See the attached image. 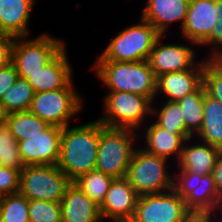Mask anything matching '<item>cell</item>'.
<instances>
[{
	"label": "cell",
	"mask_w": 222,
	"mask_h": 222,
	"mask_svg": "<svg viewBox=\"0 0 222 222\" xmlns=\"http://www.w3.org/2000/svg\"><path fill=\"white\" fill-rule=\"evenodd\" d=\"M62 129L57 167L73 182L96 168L100 139V121Z\"/></svg>",
	"instance_id": "1"
},
{
	"label": "cell",
	"mask_w": 222,
	"mask_h": 222,
	"mask_svg": "<svg viewBox=\"0 0 222 222\" xmlns=\"http://www.w3.org/2000/svg\"><path fill=\"white\" fill-rule=\"evenodd\" d=\"M95 76L109 91H124L148 97L152 102L156 98L157 77L147 60L136 62L96 61Z\"/></svg>",
	"instance_id": "2"
},
{
	"label": "cell",
	"mask_w": 222,
	"mask_h": 222,
	"mask_svg": "<svg viewBox=\"0 0 222 222\" xmlns=\"http://www.w3.org/2000/svg\"><path fill=\"white\" fill-rule=\"evenodd\" d=\"M142 136L136 130L107 127L100 122V139L95 169L114 179L124 178L136 149L135 139L138 137L142 139Z\"/></svg>",
	"instance_id": "3"
},
{
	"label": "cell",
	"mask_w": 222,
	"mask_h": 222,
	"mask_svg": "<svg viewBox=\"0 0 222 222\" xmlns=\"http://www.w3.org/2000/svg\"><path fill=\"white\" fill-rule=\"evenodd\" d=\"M160 35L153 25L140 17V22L124 28L113 37L96 61L147 60Z\"/></svg>",
	"instance_id": "4"
},
{
	"label": "cell",
	"mask_w": 222,
	"mask_h": 222,
	"mask_svg": "<svg viewBox=\"0 0 222 222\" xmlns=\"http://www.w3.org/2000/svg\"><path fill=\"white\" fill-rule=\"evenodd\" d=\"M167 161L136 147L125 178L138 196L159 194L173 189L174 174L168 171Z\"/></svg>",
	"instance_id": "5"
},
{
	"label": "cell",
	"mask_w": 222,
	"mask_h": 222,
	"mask_svg": "<svg viewBox=\"0 0 222 222\" xmlns=\"http://www.w3.org/2000/svg\"><path fill=\"white\" fill-rule=\"evenodd\" d=\"M152 103L148 97L138 94L109 91L103 99L104 115L98 120L107 127L139 131L143 121H147V115L151 116Z\"/></svg>",
	"instance_id": "6"
},
{
	"label": "cell",
	"mask_w": 222,
	"mask_h": 222,
	"mask_svg": "<svg viewBox=\"0 0 222 222\" xmlns=\"http://www.w3.org/2000/svg\"><path fill=\"white\" fill-rule=\"evenodd\" d=\"M83 99L74 89L73 81L63 89L34 93L29 112L48 125L64 128L83 108Z\"/></svg>",
	"instance_id": "7"
},
{
	"label": "cell",
	"mask_w": 222,
	"mask_h": 222,
	"mask_svg": "<svg viewBox=\"0 0 222 222\" xmlns=\"http://www.w3.org/2000/svg\"><path fill=\"white\" fill-rule=\"evenodd\" d=\"M72 181L57 165H25L20 172V193L28 200L61 202Z\"/></svg>",
	"instance_id": "8"
},
{
	"label": "cell",
	"mask_w": 222,
	"mask_h": 222,
	"mask_svg": "<svg viewBox=\"0 0 222 222\" xmlns=\"http://www.w3.org/2000/svg\"><path fill=\"white\" fill-rule=\"evenodd\" d=\"M65 44L63 40L56 39L49 33H43L36 38L15 37L12 63L18 74L37 73L66 46Z\"/></svg>",
	"instance_id": "9"
},
{
	"label": "cell",
	"mask_w": 222,
	"mask_h": 222,
	"mask_svg": "<svg viewBox=\"0 0 222 222\" xmlns=\"http://www.w3.org/2000/svg\"><path fill=\"white\" fill-rule=\"evenodd\" d=\"M173 189L184 199L190 211H207L216 215L222 207L212 174L198 175L192 172H175Z\"/></svg>",
	"instance_id": "10"
},
{
	"label": "cell",
	"mask_w": 222,
	"mask_h": 222,
	"mask_svg": "<svg viewBox=\"0 0 222 222\" xmlns=\"http://www.w3.org/2000/svg\"><path fill=\"white\" fill-rule=\"evenodd\" d=\"M184 199L171 189L164 193L138 196L134 222H180L189 212Z\"/></svg>",
	"instance_id": "11"
},
{
	"label": "cell",
	"mask_w": 222,
	"mask_h": 222,
	"mask_svg": "<svg viewBox=\"0 0 222 222\" xmlns=\"http://www.w3.org/2000/svg\"><path fill=\"white\" fill-rule=\"evenodd\" d=\"M62 129L49 125L41 134L18 141V149L24 165H57Z\"/></svg>",
	"instance_id": "12"
},
{
	"label": "cell",
	"mask_w": 222,
	"mask_h": 222,
	"mask_svg": "<svg viewBox=\"0 0 222 222\" xmlns=\"http://www.w3.org/2000/svg\"><path fill=\"white\" fill-rule=\"evenodd\" d=\"M164 36L158 37L147 59L155 76L191 69L197 63L195 48L193 50L192 46L183 44H163Z\"/></svg>",
	"instance_id": "13"
},
{
	"label": "cell",
	"mask_w": 222,
	"mask_h": 222,
	"mask_svg": "<svg viewBox=\"0 0 222 222\" xmlns=\"http://www.w3.org/2000/svg\"><path fill=\"white\" fill-rule=\"evenodd\" d=\"M66 46L43 68L34 74H18L26 79L35 93L66 88L72 81V67Z\"/></svg>",
	"instance_id": "14"
},
{
	"label": "cell",
	"mask_w": 222,
	"mask_h": 222,
	"mask_svg": "<svg viewBox=\"0 0 222 222\" xmlns=\"http://www.w3.org/2000/svg\"><path fill=\"white\" fill-rule=\"evenodd\" d=\"M215 0H190L186 18L181 28L183 39L201 45L217 23Z\"/></svg>",
	"instance_id": "15"
},
{
	"label": "cell",
	"mask_w": 222,
	"mask_h": 222,
	"mask_svg": "<svg viewBox=\"0 0 222 222\" xmlns=\"http://www.w3.org/2000/svg\"><path fill=\"white\" fill-rule=\"evenodd\" d=\"M137 199L138 195L125 177L113 179L100 206L102 219L131 220L135 213Z\"/></svg>",
	"instance_id": "16"
},
{
	"label": "cell",
	"mask_w": 222,
	"mask_h": 222,
	"mask_svg": "<svg viewBox=\"0 0 222 222\" xmlns=\"http://www.w3.org/2000/svg\"><path fill=\"white\" fill-rule=\"evenodd\" d=\"M205 64L204 57L189 70L159 75L156 81V96L162 93L168 101H179L185 95L195 92L203 84Z\"/></svg>",
	"instance_id": "17"
},
{
	"label": "cell",
	"mask_w": 222,
	"mask_h": 222,
	"mask_svg": "<svg viewBox=\"0 0 222 222\" xmlns=\"http://www.w3.org/2000/svg\"><path fill=\"white\" fill-rule=\"evenodd\" d=\"M141 17L153 25L161 35H166L172 23L182 28L190 0H147Z\"/></svg>",
	"instance_id": "18"
},
{
	"label": "cell",
	"mask_w": 222,
	"mask_h": 222,
	"mask_svg": "<svg viewBox=\"0 0 222 222\" xmlns=\"http://www.w3.org/2000/svg\"><path fill=\"white\" fill-rule=\"evenodd\" d=\"M195 139L189 138L183 145L180 158L177 163L178 172H192L201 176L212 174L216 160L222 150L219 147L205 142L186 144Z\"/></svg>",
	"instance_id": "19"
},
{
	"label": "cell",
	"mask_w": 222,
	"mask_h": 222,
	"mask_svg": "<svg viewBox=\"0 0 222 222\" xmlns=\"http://www.w3.org/2000/svg\"><path fill=\"white\" fill-rule=\"evenodd\" d=\"M62 222H104L100 206L75 184H71L61 199Z\"/></svg>",
	"instance_id": "20"
},
{
	"label": "cell",
	"mask_w": 222,
	"mask_h": 222,
	"mask_svg": "<svg viewBox=\"0 0 222 222\" xmlns=\"http://www.w3.org/2000/svg\"><path fill=\"white\" fill-rule=\"evenodd\" d=\"M145 144L142 149L148 153L163 157L167 160L171 157H176L179 160L181 151L185 141L192 138L190 134H173L161 127L155 122L144 128Z\"/></svg>",
	"instance_id": "21"
},
{
	"label": "cell",
	"mask_w": 222,
	"mask_h": 222,
	"mask_svg": "<svg viewBox=\"0 0 222 222\" xmlns=\"http://www.w3.org/2000/svg\"><path fill=\"white\" fill-rule=\"evenodd\" d=\"M36 0H0V20L14 37H29L28 24Z\"/></svg>",
	"instance_id": "22"
},
{
	"label": "cell",
	"mask_w": 222,
	"mask_h": 222,
	"mask_svg": "<svg viewBox=\"0 0 222 222\" xmlns=\"http://www.w3.org/2000/svg\"><path fill=\"white\" fill-rule=\"evenodd\" d=\"M203 118L201 129L195 137L222 150V104L206 92Z\"/></svg>",
	"instance_id": "23"
},
{
	"label": "cell",
	"mask_w": 222,
	"mask_h": 222,
	"mask_svg": "<svg viewBox=\"0 0 222 222\" xmlns=\"http://www.w3.org/2000/svg\"><path fill=\"white\" fill-rule=\"evenodd\" d=\"M205 92L206 89L202 84L195 92L177 101L183 111L185 129L192 137L200 131L203 124Z\"/></svg>",
	"instance_id": "24"
},
{
	"label": "cell",
	"mask_w": 222,
	"mask_h": 222,
	"mask_svg": "<svg viewBox=\"0 0 222 222\" xmlns=\"http://www.w3.org/2000/svg\"><path fill=\"white\" fill-rule=\"evenodd\" d=\"M5 124L17 142L41 134L49 126L44 120L29 111L9 114Z\"/></svg>",
	"instance_id": "25"
},
{
	"label": "cell",
	"mask_w": 222,
	"mask_h": 222,
	"mask_svg": "<svg viewBox=\"0 0 222 222\" xmlns=\"http://www.w3.org/2000/svg\"><path fill=\"white\" fill-rule=\"evenodd\" d=\"M113 179V177L94 169L79 176L72 183L75 184L98 206H101Z\"/></svg>",
	"instance_id": "26"
},
{
	"label": "cell",
	"mask_w": 222,
	"mask_h": 222,
	"mask_svg": "<svg viewBox=\"0 0 222 222\" xmlns=\"http://www.w3.org/2000/svg\"><path fill=\"white\" fill-rule=\"evenodd\" d=\"M162 107H155L152 103L151 116L156 117L154 122L162 129L173 134H189L185 129L184 116L181 107L177 101H166L161 105Z\"/></svg>",
	"instance_id": "27"
},
{
	"label": "cell",
	"mask_w": 222,
	"mask_h": 222,
	"mask_svg": "<svg viewBox=\"0 0 222 222\" xmlns=\"http://www.w3.org/2000/svg\"><path fill=\"white\" fill-rule=\"evenodd\" d=\"M34 90L29 82L18 77L15 83L2 95L1 102L9 114L28 111L34 97Z\"/></svg>",
	"instance_id": "28"
},
{
	"label": "cell",
	"mask_w": 222,
	"mask_h": 222,
	"mask_svg": "<svg viewBox=\"0 0 222 222\" xmlns=\"http://www.w3.org/2000/svg\"><path fill=\"white\" fill-rule=\"evenodd\" d=\"M0 222H30L28 199L20 192L1 196Z\"/></svg>",
	"instance_id": "29"
},
{
	"label": "cell",
	"mask_w": 222,
	"mask_h": 222,
	"mask_svg": "<svg viewBox=\"0 0 222 222\" xmlns=\"http://www.w3.org/2000/svg\"><path fill=\"white\" fill-rule=\"evenodd\" d=\"M0 165L22 171L25 167L19 153L18 143L6 124L0 125Z\"/></svg>",
	"instance_id": "30"
},
{
	"label": "cell",
	"mask_w": 222,
	"mask_h": 222,
	"mask_svg": "<svg viewBox=\"0 0 222 222\" xmlns=\"http://www.w3.org/2000/svg\"><path fill=\"white\" fill-rule=\"evenodd\" d=\"M30 222H62L60 202L28 200Z\"/></svg>",
	"instance_id": "31"
},
{
	"label": "cell",
	"mask_w": 222,
	"mask_h": 222,
	"mask_svg": "<svg viewBox=\"0 0 222 222\" xmlns=\"http://www.w3.org/2000/svg\"><path fill=\"white\" fill-rule=\"evenodd\" d=\"M206 93L222 104V59H208L203 73Z\"/></svg>",
	"instance_id": "32"
},
{
	"label": "cell",
	"mask_w": 222,
	"mask_h": 222,
	"mask_svg": "<svg viewBox=\"0 0 222 222\" xmlns=\"http://www.w3.org/2000/svg\"><path fill=\"white\" fill-rule=\"evenodd\" d=\"M20 191V171L0 165V197Z\"/></svg>",
	"instance_id": "33"
},
{
	"label": "cell",
	"mask_w": 222,
	"mask_h": 222,
	"mask_svg": "<svg viewBox=\"0 0 222 222\" xmlns=\"http://www.w3.org/2000/svg\"><path fill=\"white\" fill-rule=\"evenodd\" d=\"M217 19L209 37L201 44V46H212V52L207 56L208 59H222V17L217 16Z\"/></svg>",
	"instance_id": "34"
},
{
	"label": "cell",
	"mask_w": 222,
	"mask_h": 222,
	"mask_svg": "<svg viewBox=\"0 0 222 222\" xmlns=\"http://www.w3.org/2000/svg\"><path fill=\"white\" fill-rule=\"evenodd\" d=\"M17 78L18 72L12 62L0 68V100L4 92L15 83Z\"/></svg>",
	"instance_id": "35"
},
{
	"label": "cell",
	"mask_w": 222,
	"mask_h": 222,
	"mask_svg": "<svg viewBox=\"0 0 222 222\" xmlns=\"http://www.w3.org/2000/svg\"><path fill=\"white\" fill-rule=\"evenodd\" d=\"M14 36H0V68L12 62Z\"/></svg>",
	"instance_id": "36"
},
{
	"label": "cell",
	"mask_w": 222,
	"mask_h": 222,
	"mask_svg": "<svg viewBox=\"0 0 222 222\" xmlns=\"http://www.w3.org/2000/svg\"><path fill=\"white\" fill-rule=\"evenodd\" d=\"M217 216L207 211H189L180 222H211L215 217V220H217Z\"/></svg>",
	"instance_id": "37"
},
{
	"label": "cell",
	"mask_w": 222,
	"mask_h": 222,
	"mask_svg": "<svg viewBox=\"0 0 222 222\" xmlns=\"http://www.w3.org/2000/svg\"><path fill=\"white\" fill-rule=\"evenodd\" d=\"M212 177L219 197L222 199V152L218 156L215 167L212 172Z\"/></svg>",
	"instance_id": "38"
},
{
	"label": "cell",
	"mask_w": 222,
	"mask_h": 222,
	"mask_svg": "<svg viewBox=\"0 0 222 222\" xmlns=\"http://www.w3.org/2000/svg\"><path fill=\"white\" fill-rule=\"evenodd\" d=\"M9 113L7 112L5 105L0 100V125L5 124Z\"/></svg>",
	"instance_id": "39"
},
{
	"label": "cell",
	"mask_w": 222,
	"mask_h": 222,
	"mask_svg": "<svg viewBox=\"0 0 222 222\" xmlns=\"http://www.w3.org/2000/svg\"><path fill=\"white\" fill-rule=\"evenodd\" d=\"M215 8L217 16L222 17V0H215Z\"/></svg>",
	"instance_id": "40"
},
{
	"label": "cell",
	"mask_w": 222,
	"mask_h": 222,
	"mask_svg": "<svg viewBox=\"0 0 222 222\" xmlns=\"http://www.w3.org/2000/svg\"><path fill=\"white\" fill-rule=\"evenodd\" d=\"M0 36H11L3 27L1 20H0Z\"/></svg>",
	"instance_id": "41"
},
{
	"label": "cell",
	"mask_w": 222,
	"mask_h": 222,
	"mask_svg": "<svg viewBox=\"0 0 222 222\" xmlns=\"http://www.w3.org/2000/svg\"><path fill=\"white\" fill-rule=\"evenodd\" d=\"M109 222H134V221L131 219V220H114Z\"/></svg>",
	"instance_id": "42"
},
{
	"label": "cell",
	"mask_w": 222,
	"mask_h": 222,
	"mask_svg": "<svg viewBox=\"0 0 222 222\" xmlns=\"http://www.w3.org/2000/svg\"><path fill=\"white\" fill-rule=\"evenodd\" d=\"M211 222H222V217L220 219H218L217 221H215L214 219Z\"/></svg>",
	"instance_id": "43"
},
{
	"label": "cell",
	"mask_w": 222,
	"mask_h": 222,
	"mask_svg": "<svg viewBox=\"0 0 222 222\" xmlns=\"http://www.w3.org/2000/svg\"><path fill=\"white\" fill-rule=\"evenodd\" d=\"M219 214H221L220 216L222 217V207H221V210H220Z\"/></svg>",
	"instance_id": "44"
}]
</instances>
